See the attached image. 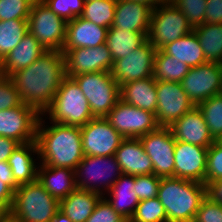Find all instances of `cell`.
Wrapping results in <instances>:
<instances>
[{"instance_id":"7","label":"cell","mask_w":222,"mask_h":222,"mask_svg":"<svg viewBox=\"0 0 222 222\" xmlns=\"http://www.w3.org/2000/svg\"><path fill=\"white\" fill-rule=\"evenodd\" d=\"M192 31L183 12L171 1H165L152 9L147 40L157 50Z\"/></svg>"},{"instance_id":"20","label":"cell","mask_w":222,"mask_h":222,"mask_svg":"<svg viewBox=\"0 0 222 222\" xmlns=\"http://www.w3.org/2000/svg\"><path fill=\"white\" fill-rule=\"evenodd\" d=\"M123 174L132 176L153 173V164L139 138H125L114 154Z\"/></svg>"},{"instance_id":"8","label":"cell","mask_w":222,"mask_h":222,"mask_svg":"<svg viewBox=\"0 0 222 222\" xmlns=\"http://www.w3.org/2000/svg\"><path fill=\"white\" fill-rule=\"evenodd\" d=\"M28 32L46 51H62L67 31V22L52 12L42 0H35L27 19Z\"/></svg>"},{"instance_id":"11","label":"cell","mask_w":222,"mask_h":222,"mask_svg":"<svg viewBox=\"0 0 222 222\" xmlns=\"http://www.w3.org/2000/svg\"><path fill=\"white\" fill-rule=\"evenodd\" d=\"M180 83L185 93L197 106L208 98L222 93V65L207 61L191 67Z\"/></svg>"},{"instance_id":"13","label":"cell","mask_w":222,"mask_h":222,"mask_svg":"<svg viewBox=\"0 0 222 222\" xmlns=\"http://www.w3.org/2000/svg\"><path fill=\"white\" fill-rule=\"evenodd\" d=\"M80 132L83 154L88 156L114 155L125 139L105 117H94L86 125L80 127Z\"/></svg>"},{"instance_id":"33","label":"cell","mask_w":222,"mask_h":222,"mask_svg":"<svg viewBox=\"0 0 222 222\" xmlns=\"http://www.w3.org/2000/svg\"><path fill=\"white\" fill-rule=\"evenodd\" d=\"M27 33V20H0V62L16 48Z\"/></svg>"},{"instance_id":"44","label":"cell","mask_w":222,"mask_h":222,"mask_svg":"<svg viewBox=\"0 0 222 222\" xmlns=\"http://www.w3.org/2000/svg\"><path fill=\"white\" fill-rule=\"evenodd\" d=\"M193 222H222V205L207 196L196 212Z\"/></svg>"},{"instance_id":"31","label":"cell","mask_w":222,"mask_h":222,"mask_svg":"<svg viewBox=\"0 0 222 222\" xmlns=\"http://www.w3.org/2000/svg\"><path fill=\"white\" fill-rule=\"evenodd\" d=\"M203 54L208 62H222V23L203 25L193 28Z\"/></svg>"},{"instance_id":"9","label":"cell","mask_w":222,"mask_h":222,"mask_svg":"<svg viewBox=\"0 0 222 222\" xmlns=\"http://www.w3.org/2000/svg\"><path fill=\"white\" fill-rule=\"evenodd\" d=\"M122 174L123 173L120 168V165L116 161V158L114 155H111V156L84 155L82 161L78 164V166L75 169V178H76L77 189L87 190L90 192H94V193H98L100 195H103L102 190L99 187L102 185L101 187H104L105 188L104 190L109 191L110 188L113 186V184L117 181V179ZM115 175H117V176L115 177ZM112 176H114V179L110 178ZM80 177H82V178H80ZM108 177L110 180L108 179ZM100 180H101V182H100ZM97 181H99L102 184H100V186H98L97 184H95V183H97ZM92 182H94V183H92Z\"/></svg>"},{"instance_id":"42","label":"cell","mask_w":222,"mask_h":222,"mask_svg":"<svg viewBox=\"0 0 222 222\" xmlns=\"http://www.w3.org/2000/svg\"><path fill=\"white\" fill-rule=\"evenodd\" d=\"M21 103L19 92L12 80L0 75V111L14 108Z\"/></svg>"},{"instance_id":"5","label":"cell","mask_w":222,"mask_h":222,"mask_svg":"<svg viewBox=\"0 0 222 222\" xmlns=\"http://www.w3.org/2000/svg\"><path fill=\"white\" fill-rule=\"evenodd\" d=\"M44 113H49L51 122L76 127H82L94 118L78 84L67 76Z\"/></svg>"},{"instance_id":"6","label":"cell","mask_w":222,"mask_h":222,"mask_svg":"<svg viewBox=\"0 0 222 222\" xmlns=\"http://www.w3.org/2000/svg\"><path fill=\"white\" fill-rule=\"evenodd\" d=\"M72 79L86 97L93 117H106L120 99V86L111 72H91Z\"/></svg>"},{"instance_id":"21","label":"cell","mask_w":222,"mask_h":222,"mask_svg":"<svg viewBox=\"0 0 222 222\" xmlns=\"http://www.w3.org/2000/svg\"><path fill=\"white\" fill-rule=\"evenodd\" d=\"M108 28L77 17L67 22L66 40L63 49L92 48L106 43Z\"/></svg>"},{"instance_id":"48","label":"cell","mask_w":222,"mask_h":222,"mask_svg":"<svg viewBox=\"0 0 222 222\" xmlns=\"http://www.w3.org/2000/svg\"><path fill=\"white\" fill-rule=\"evenodd\" d=\"M207 196L213 202L222 205V179L212 181L207 185Z\"/></svg>"},{"instance_id":"37","label":"cell","mask_w":222,"mask_h":222,"mask_svg":"<svg viewBox=\"0 0 222 222\" xmlns=\"http://www.w3.org/2000/svg\"><path fill=\"white\" fill-rule=\"evenodd\" d=\"M48 8L66 22L80 17L86 0H42Z\"/></svg>"},{"instance_id":"4","label":"cell","mask_w":222,"mask_h":222,"mask_svg":"<svg viewBox=\"0 0 222 222\" xmlns=\"http://www.w3.org/2000/svg\"><path fill=\"white\" fill-rule=\"evenodd\" d=\"M59 209L60 202L36 180L19 185L14 192L10 215L21 222H51Z\"/></svg>"},{"instance_id":"19","label":"cell","mask_w":222,"mask_h":222,"mask_svg":"<svg viewBox=\"0 0 222 222\" xmlns=\"http://www.w3.org/2000/svg\"><path fill=\"white\" fill-rule=\"evenodd\" d=\"M175 140L209 147L213 139L202 112L197 106L169 126Z\"/></svg>"},{"instance_id":"14","label":"cell","mask_w":222,"mask_h":222,"mask_svg":"<svg viewBox=\"0 0 222 222\" xmlns=\"http://www.w3.org/2000/svg\"><path fill=\"white\" fill-rule=\"evenodd\" d=\"M155 117L159 126L169 127L174 121L195 107L180 82L157 81Z\"/></svg>"},{"instance_id":"54","label":"cell","mask_w":222,"mask_h":222,"mask_svg":"<svg viewBox=\"0 0 222 222\" xmlns=\"http://www.w3.org/2000/svg\"><path fill=\"white\" fill-rule=\"evenodd\" d=\"M220 144H222V137L219 139V140H217Z\"/></svg>"},{"instance_id":"35","label":"cell","mask_w":222,"mask_h":222,"mask_svg":"<svg viewBox=\"0 0 222 222\" xmlns=\"http://www.w3.org/2000/svg\"><path fill=\"white\" fill-rule=\"evenodd\" d=\"M215 141L222 137V93L197 105Z\"/></svg>"},{"instance_id":"27","label":"cell","mask_w":222,"mask_h":222,"mask_svg":"<svg viewBox=\"0 0 222 222\" xmlns=\"http://www.w3.org/2000/svg\"><path fill=\"white\" fill-rule=\"evenodd\" d=\"M32 153L38 155L36 141L20 144L8 158L7 162L18 185L31 183L37 180L38 168Z\"/></svg>"},{"instance_id":"25","label":"cell","mask_w":222,"mask_h":222,"mask_svg":"<svg viewBox=\"0 0 222 222\" xmlns=\"http://www.w3.org/2000/svg\"><path fill=\"white\" fill-rule=\"evenodd\" d=\"M157 81L152 77L135 80L120 86V99L137 108L155 114L157 107Z\"/></svg>"},{"instance_id":"29","label":"cell","mask_w":222,"mask_h":222,"mask_svg":"<svg viewBox=\"0 0 222 222\" xmlns=\"http://www.w3.org/2000/svg\"><path fill=\"white\" fill-rule=\"evenodd\" d=\"M162 50L190 68L207 62L194 31L165 45Z\"/></svg>"},{"instance_id":"39","label":"cell","mask_w":222,"mask_h":222,"mask_svg":"<svg viewBox=\"0 0 222 222\" xmlns=\"http://www.w3.org/2000/svg\"><path fill=\"white\" fill-rule=\"evenodd\" d=\"M35 0H0V20H27Z\"/></svg>"},{"instance_id":"18","label":"cell","mask_w":222,"mask_h":222,"mask_svg":"<svg viewBox=\"0 0 222 222\" xmlns=\"http://www.w3.org/2000/svg\"><path fill=\"white\" fill-rule=\"evenodd\" d=\"M208 147L175 142V177L205 184Z\"/></svg>"},{"instance_id":"43","label":"cell","mask_w":222,"mask_h":222,"mask_svg":"<svg viewBox=\"0 0 222 222\" xmlns=\"http://www.w3.org/2000/svg\"><path fill=\"white\" fill-rule=\"evenodd\" d=\"M86 222H128L117 213L107 201V197L102 196L97 202L95 209Z\"/></svg>"},{"instance_id":"2","label":"cell","mask_w":222,"mask_h":222,"mask_svg":"<svg viewBox=\"0 0 222 222\" xmlns=\"http://www.w3.org/2000/svg\"><path fill=\"white\" fill-rule=\"evenodd\" d=\"M42 119L40 116L36 131L40 164L75 170L84 157L80 127L55 122L44 127Z\"/></svg>"},{"instance_id":"28","label":"cell","mask_w":222,"mask_h":222,"mask_svg":"<svg viewBox=\"0 0 222 222\" xmlns=\"http://www.w3.org/2000/svg\"><path fill=\"white\" fill-rule=\"evenodd\" d=\"M102 195L76 189L60 201V210L73 222H86Z\"/></svg>"},{"instance_id":"46","label":"cell","mask_w":222,"mask_h":222,"mask_svg":"<svg viewBox=\"0 0 222 222\" xmlns=\"http://www.w3.org/2000/svg\"><path fill=\"white\" fill-rule=\"evenodd\" d=\"M0 180L13 192H15L19 187V185L15 182L12 170L7 161H0Z\"/></svg>"},{"instance_id":"15","label":"cell","mask_w":222,"mask_h":222,"mask_svg":"<svg viewBox=\"0 0 222 222\" xmlns=\"http://www.w3.org/2000/svg\"><path fill=\"white\" fill-rule=\"evenodd\" d=\"M156 49L146 40L124 58L113 61L111 75L119 86L153 76Z\"/></svg>"},{"instance_id":"30","label":"cell","mask_w":222,"mask_h":222,"mask_svg":"<svg viewBox=\"0 0 222 222\" xmlns=\"http://www.w3.org/2000/svg\"><path fill=\"white\" fill-rule=\"evenodd\" d=\"M148 32L123 31L111 26L107 30L106 46L110 51L113 61L124 58L140 47L147 40Z\"/></svg>"},{"instance_id":"36","label":"cell","mask_w":222,"mask_h":222,"mask_svg":"<svg viewBox=\"0 0 222 222\" xmlns=\"http://www.w3.org/2000/svg\"><path fill=\"white\" fill-rule=\"evenodd\" d=\"M129 222H168L164 206L157 197L141 200Z\"/></svg>"},{"instance_id":"51","label":"cell","mask_w":222,"mask_h":222,"mask_svg":"<svg viewBox=\"0 0 222 222\" xmlns=\"http://www.w3.org/2000/svg\"><path fill=\"white\" fill-rule=\"evenodd\" d=\"M10 215V208L0 199V220Z\"/></svg>"},{"instance_id":"40","label":"cell","mask_w":222,"mask_h":222,"mask_svg":"<svg viewBox=\"0 0 222 222\" xmlns=\"http://www.w3.org/2000/svg\"><path fill=\"white\" fill-rule=\"evenodd\" d=\"M218 179H222V144L214 141L208 147L205 185Z\"/></svg>"},{"instance_id":"3","label":"cell","mask_w":222,"mask_h":222,"mask_svg":"<svg viewBox=\"0 0 222 222\" xmlns=\"http://www.w3.org/2000/svg\"><path fill=\"white\" fill-rule=\"evenodd\" d=\"M207 197V186L201 182L162 177L157 198L164 206L168 222H193L202 201Z\"/></svg>"},{"instance_id":"47","label":"cell","mask_w":222,"mask_h":222,"mask_svg":"<svg viewBox=\"0 0 222 222\" xmlns=\"http://www.w3.org/2000/svg\"><path fill=\"white\" fill-rule=\"evenodd\" d=\"M19 145L15 139L0 136V161H7Z\"/></svg>"},{"instance_id":"24","label":"cell","mask_w":222,"mask_h":222,"mask_svg":"<svg viewBox=\"0 0 222 222\" xmlns=\"http://www.w3.org/2000/svg\"><path fill=\"white\" fill-rule=\"evenodd\" d=\"M39 167H37V180L59 202L77 189L75 170L44 164H41Z\"/></svg>"},{"instance_id":"45","label":"cell","mask_w":222,"mask_h":222,"mask_svg":"<svg viewBox=\"0 0 222 222\" xmlns=\"http://www.w3.org/2000/svg\"><path fill=\"white\" fill-rule=\"evenodd\" d=\"M204 23H222V0H207Z\"/></svg>"},{"instance_id":"38","label":"cell","mask_w":222,"mask_h":222,"mask_svg":"<svg viewBox=\"0 0 222 222\" xmlns=\"http://www.w3.org/2000/svg\"><path fill=\"white\" fill-rule=\"evenodd\" d=\"M186 16L192 28L203 25L207 0H170Z\"/></svg>"},{"instance_id":"53","label":"cell","mask_w":222,"mask_h":222,"mask_svg":"<svg viewBox=\"0 0 222 222\" xmlns=\"http://www.w3.org/2000/svg\"><path fill=\"white\" fill-rule=\"evenodd\" d=\"M0 222H21V221L15 219V218L12 217L11 215H9L8 217L0 220Z\"/></svg>"},{"instance_id":"22","label":"cell","mask_w":222,"mask_h":222,"mask_svg":"<svg viewBox=\"0 0 222 222\" xmlns=\"http://www.w3.org/2000/svg\"><path fill=\"white\" fill-rule=\"evenodd\" d=\"M45 51L41 43L28 32L16 48L0 62V75L10 77L18 70L25 69L31 65Z\"/></svg>"},{"instance_id":"49","label":"cell","mask_w":222,"mask_h":222,"mask_svg":"<svg viewBox=\"0 0 222 222\" xmlns=\"http://www.w3.org/2000/svg\"><path fill=\"white\" fill-rule=\"evenodd\" d=\"M14 192L0 180V199L11 208Z\"/></svg>"},{"instance_id":"16","label":"cell","mask_w":222,"mask_h":222,"mask_svg":"<svg viewBox=\"0 0 222 222\" xmlns=\"http://www.w3.org/2000/svg\"><path fill=\"white\" fill-rule=\"evenodd\" d=\"M65 58V74L72 78L91 72H110L113 59L106 44L92 48L62 49Z\"/></svg>"},{"instance_id":"41","label":"cell","mask_w":222,"mask_h":222,"mask_svg":"<svg viewBox=\"0 0 222 222\" xmlns=\"http://www.w3.org/2000/svg\"><path fill=\"white\" fill-rule=\"evenodd\" d=\"M134 180V192L136 193L139 201L157 197L161 177L152 173L148 175L134 176Z\"/></svg>"},{"instance_id":"34","label":"cell","mask_w":222,"mask_h":222,"mask_svg":"<svg viewBox=\"0 0 222 222\" xmlns=\"http://www.w3.org/2000/svg\"><path fill=\"white\" fill-rule=\"evenodd\" d=\"M117 0L85 1L82 18L96 25L110 28L114 21Z\"/></svg>"},{"instance_id":"17","label":"cell","mask_w":222,"mask_h":222,"mask_svg":"<svg viewBox=\"0 0 222 222\" xmlns=\"http://www.w3.org/2000/svg\"><path fill=\"white\" fill-rule=\"evenodd\" d=\"M40 114L23 102L14 108L0 111V136L15 139L20 144L36 141Z\"/></svg>"},{"instance_id":"12","label":"cell","mask_w":222,"mask_h":222,"mask_svg":"<svg viewBox=\"0 0 222 222\" xmlns=\"http://www.w3.org/2000/svg\"><path fill=\"white\" fill-rule=\"evenodd\" d=\"M144 151L153 164V174L158 177H175V138L169 127L159 126L156 130L139 137Z\"/></svg>"},{"instance_id":"50","label":"cell","mask_w":222,"mask_h":222,"mask_svg":"<svg viewBox=\"0 0 222 222\" xmlns=\"http://www.w3.org/2000/svg\"><path fill=\"white\" fill-rule=\"evenodd\" d=\"M51 222H73V221L59 209L56 212L55 217L51 220Z\"/></svg>"},{"instance_id":"23","label":"cell","mask_w":222,"mask_h":222,"mask_svg":"<svg viewBox=\"0 0 222 222\" xmlns=\"http://www.w3.org/2000/svg\"><path fill=\"white\" fill-rule=\"evenodd\" d=\"M152 8L130 0H117L112 26L132 32H149Z\"/></svg>"},{"instance_id":"32","label":"cell","mask_w":222,"mask_h":222,"mask_svg":"<svg viewBox=\"0 0 222 222\" xmlns=\"http://www.w3.org/2000/svg\"><path fill=\"white\" fill-rule=\"evenodd\" d=\"M190 67L162 49H157L154 56L153 78L156 81L181 82L189 72Z\"/></svg>"},{"instance_id":"52","label":"cell","mask_w":222,"mask_h":222,"mask_svg":"<svg viewBox=\"0 0 222 222\" xmlns=\"http://www.w3.org/2000/svg\"><path fill=\"white\" fill-rule=\"evenodd\" d=\"M137 3H143L149 5L152 9H154L160 3L165 2V0H130Z\"/></svg>"},{"instance_id":"10","label":"cell","mask_w":222,"mask_h":222,"mask_svg":"<svg viewBox=\"0 0 222 222\" xmlns=\"http://www.w3.org/2000/svg\"><path fill=\"white\" fill-rule=\"evenodd\" d=\"M105 118L124 138H139L159 127L154 113L132 106L121 99Z\"/></svg>"},{"instance_id":"26","label":"cell","mask_w":222,"mask_h":222,"mask_svg":"<svg viewBox=\"0 0 222 222\" xmlns=\"http://www.w3.org/2000/svg\"><path fill=\"white\" fill-rule=\"evenodd\" d=\"M134 184V176L122 174L108 191L111 198L107 199V201L128 222L134 215L136 207L140 202L134 192Z\"/></svg>"},{"instance_id":"1","label":"cell","mask_w":222,"mask_h":222,"mask_svg":"<svg viewBox=\"0 0 222 222\" xmlns=\"http://www.w3.org/2000/svg\"><path fill=\"white\" fill-rule=\"evenodd\" d=\"M65 77L63 52L45 51L35 62L9 78L22 102L44 115Z\"/></svg>"}]
</instances>
